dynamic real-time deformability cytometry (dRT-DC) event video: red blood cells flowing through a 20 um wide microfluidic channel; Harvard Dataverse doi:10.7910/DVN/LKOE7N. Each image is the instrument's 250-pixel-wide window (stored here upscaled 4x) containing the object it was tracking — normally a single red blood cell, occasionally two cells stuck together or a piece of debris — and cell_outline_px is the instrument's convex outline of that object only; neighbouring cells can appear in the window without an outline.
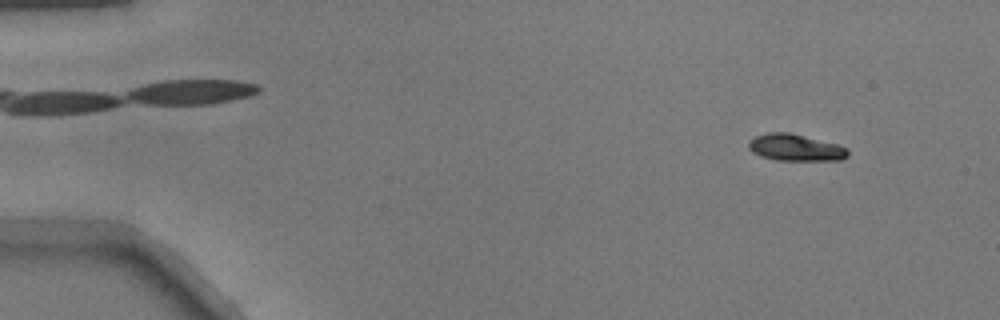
{"species": "common noctule bat (a hibernating species)", "species_latin": "Nyctalus noctula", "temperature_condition": "warm", "stored_images_in_passage": 50, "camera_frame_rate_fps": 3000, "um_per_image_px": 0.085, "animal": {"sex": "male", "body_mass_g": 17.9}, "frame": {"image": 1, "passage_image": 4, "time_ms": 1.0, "image_size_px": [1000, 320], "cell_outline_px": [[848, 156], [840, 160], [776, 160], [760, 156], [752, 152], [748, 148], [748, 140], [756, 136], [768, 132], [788, 132], [836, 144], [844, 148], [848, 152]], "centroid_in_image_um": [67.54, 12.54], "position_along_channel_um": 17.5, "area_um2": 15.32}}
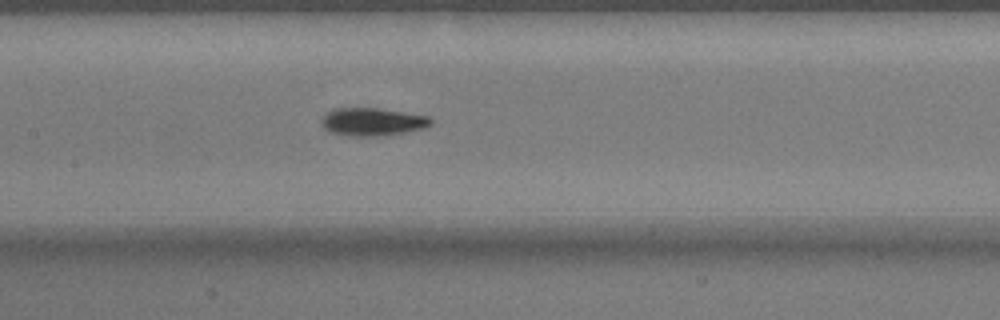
{"frame": {"image": 2, "passage_image": 24, "time_ms": 7.667, "image_size_px": [1000, 320], "cell_outline_px": [[432, 124], [420, 128], [388, 136], [340, 136], [328, 132], [320, 124], [320, 120], [324, 112], [332, 108], [376, 108], [428, 116], [432, 120]], "centroid_in_image_um": [31.53, 10.36], "position_along_channel_um": 175.9, "area_um2": 18.09}}
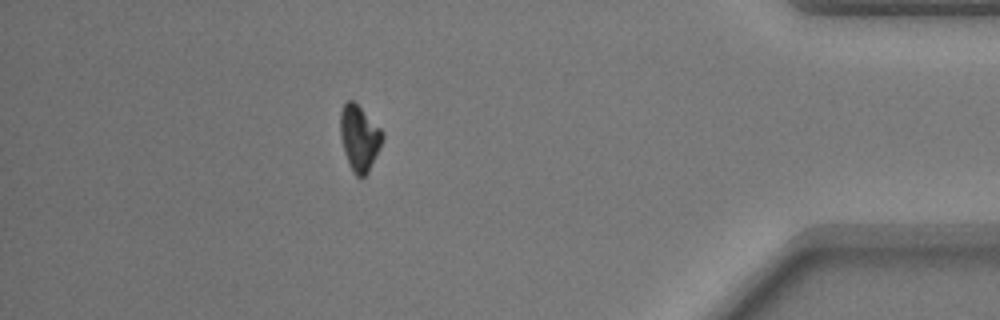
{"frame": {"image": 3, "passage_image": 44, "time_ms": 14.333, "image_size_px": [1000, 320], "cell_outline_px": [[384, 136], [368, 172], [364, 176], [356, 176], [352, 172], [348, 164], [344, 152], [340, 136], [340, 112], [344, 104], [348, 100], [352, 100], [384, 132]], "centroid_in_image_um": [30.52, 11.74], "position_along_channel_um": 404.7, "area_um2": 15.84}}